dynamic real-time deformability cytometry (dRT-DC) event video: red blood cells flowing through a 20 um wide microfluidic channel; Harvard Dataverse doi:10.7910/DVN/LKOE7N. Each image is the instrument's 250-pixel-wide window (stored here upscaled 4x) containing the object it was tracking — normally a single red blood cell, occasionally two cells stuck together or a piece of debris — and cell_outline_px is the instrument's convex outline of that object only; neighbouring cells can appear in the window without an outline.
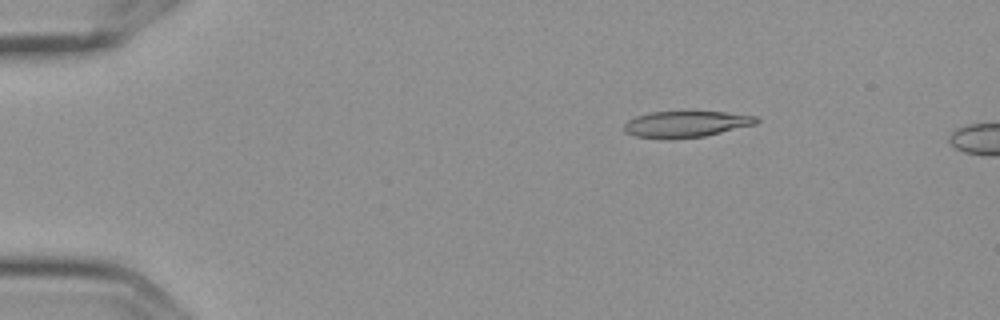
{"species": "Egyptian fruit bat (a non-hibernating species)", "species_latin": "Rousettus aegyptiacus", "temperature_condition": "cold", "stored_images_in_passage": 16, "camera_frame_rate_fps": 3000, "um_per_image_px": 0.085, "frame": {"image": 1, "passage_image": 3, "time_ms": 0.667, "image_size_px": [1000, 320], "cell_outline_px": [[760, 120], [756, 124], [704, 136], [636, 136], [624, 132], [624, 124], [628, 120], [636, 116], [652, 112], [724, 112], [756, 116]], "centroid_in_image_um": [58.36, 10.51], "position_along_channel_um": 26.6, "area_um2": 19.25}}
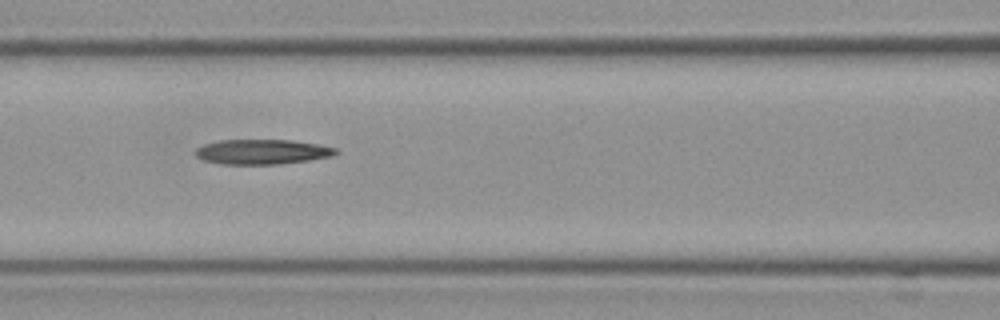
{"frame": {"image": 2, "passage_image": 7, "time_ms": 2.0, "image_size_px": [1000, 320], "cell_outline_px": [[340, 152], [332, 156], [308, 160], [276, 164], [220, 164], [204, 160], [196, 156], [196, 148], [204, 144], [220, 140], [292, 140], [316, 144], [336, 148]], "centroid_in_image_um": [22.28, 12.9], "position_along_channel_um": 144.3, "area_um2": 20.23}}
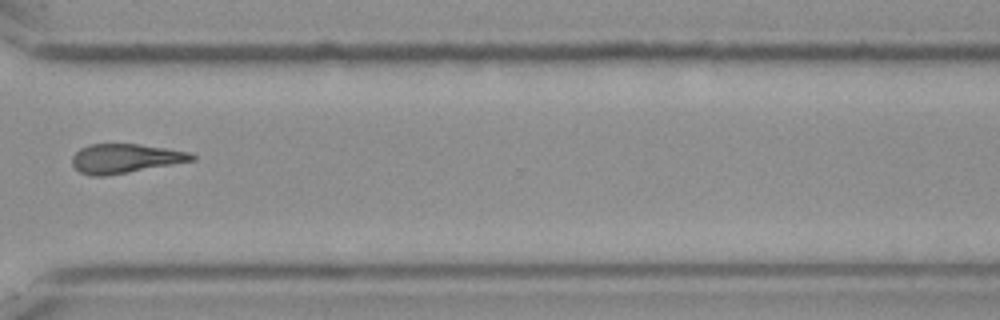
{"frame": {"image": 3, "passage_image": 12, "time_ms": 3.667, "image_size_px": [1000, 320], "cell_outline_px": [[196, 160], [128, 172], [104, 176], [92, 176], [80, 172], [72, 164], [72, 156], [80, 148], [88, 144], [140, 144], [188, 152], [196, 156]], "centroid_in_image_um": [10.62, 13.46], "position_along_channel_um": 360.0, "area_um2": 20.23}}